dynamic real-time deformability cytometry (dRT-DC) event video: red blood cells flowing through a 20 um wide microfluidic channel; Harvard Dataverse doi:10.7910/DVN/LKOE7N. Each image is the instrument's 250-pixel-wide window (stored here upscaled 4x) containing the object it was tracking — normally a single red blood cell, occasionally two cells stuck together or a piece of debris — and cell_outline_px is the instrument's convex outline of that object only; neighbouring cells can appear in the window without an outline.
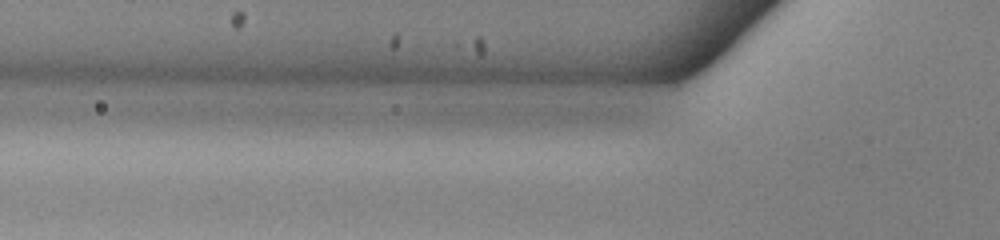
{"species": "common noctule bat (a hibernating species)", "species_latin": "Nyctalus noctula", "temperature_condition": "warm", "stored_images_in_passage": 8, "camera_frame_rate_fps": 3000, "um_per_image_px": 0.085, "animal": {"sex": "male", "body_mass_g": 13.0, "forearm_length_mm": 53.1}, "frame": {"image": 1, "passage_image": 3, "time_ms": 0.667, "image_size_px": [1000, 240], "cell_outline_px": [[644, 128], [624, 136], [580, 140], [460, 140], [428, 136], [416, 124], [416, 120], [628, 120]], "centroid_in_image_um": [44.8, 11.0], "position_along_channel_um": 81.0, "area_um2": 29.36}}